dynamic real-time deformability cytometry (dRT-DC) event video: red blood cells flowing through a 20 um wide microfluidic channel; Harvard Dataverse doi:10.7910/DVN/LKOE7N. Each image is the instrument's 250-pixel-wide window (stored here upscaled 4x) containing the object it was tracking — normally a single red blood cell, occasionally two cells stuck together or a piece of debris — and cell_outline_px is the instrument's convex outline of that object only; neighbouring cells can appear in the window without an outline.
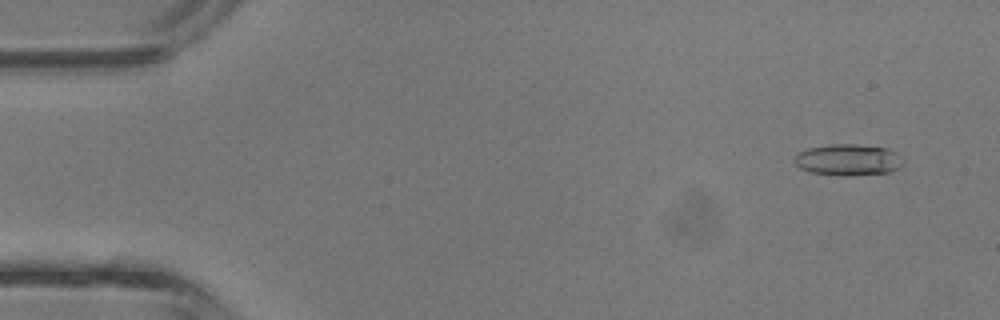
{"species": "common noctule bat (a hibernating species)", "species_latin": "Nyctalus noctula", "temperature_condition": "room temperature", "stored_images_in_passage": 42, "camera_frame_rate_fps": 3000, "um_per_image_px": 0.085, "animal": {"sex": "male", "body_mass_g": 13.3}, "frame": {"image": 1, "passage_image": 3, "time_ms": 0.667, "image_size_px": [1000, 320], "cell_outline_px": [[904, 164], [900, 168], [892, 172], [852, 176], [840, 176], [812, 172], [800, 168], [792, 160], [800, 152], [808, 148], [832, 144], [856, 144], [888, 148], [896, 152], [904, 160]], "centroid_in_image_um": [72.15, 13.6], "position_along_channel_um": 12.8, "area_um2": 20.17}}
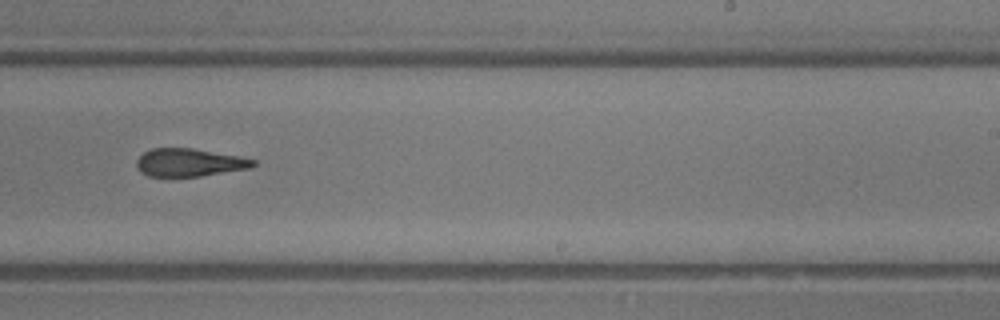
{"frame": {"image": 2, "passage_image": 26, "time_ms": 8.333, "image_size_px": [1000, 320], "cell_outline_px": [[256, 164], [248, 168], [200, 176], [148, 176], [140, 172], [136, 168], [136, 160], [144, 152], [152, 148], [192, 148], [240, 156], [256, 160]], "centroid_in_image_um": [16.06, 13.8], "position_along_channel_um": 272.9, "area_um2": 18.9}}
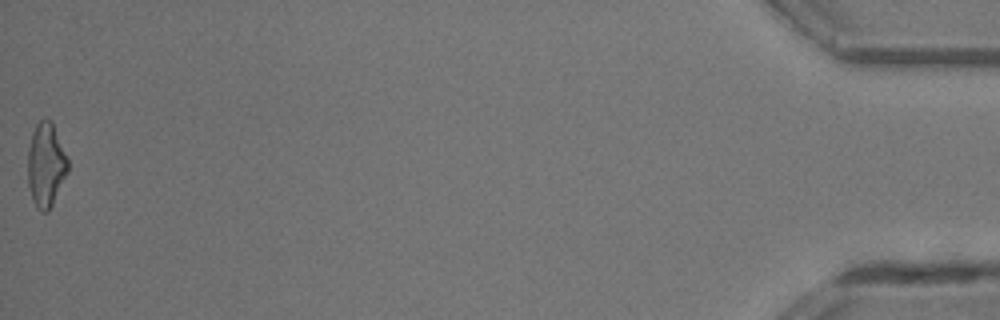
{"frame": {"image": 3, "passage_image": 42, "time_ms": 13.667, "image_size_px": [1000, 320], "cell_outline_px": [[68, 172], [48, 212], [40, 212], [36, 208], [32, 200], [28, 184], [28, 148], [32, 132], [36, 124], [44, 116], [52, 120], [68, 156]], "centroid_in_image_um": [3.91, 13.97], "position_along_channel_um": 431.3, "area_um2": 20.06}, "authors_computed_cell_mechanics": {"area_um2": 19.6809, "velocity_mm_per_s": 4.9458, "shape_relaxation_time_tau1_ms": 8.142, "shape_relaxation_time_tau2_ms": 4.1528, "deformation_change_tau1": 0.2563, "deformation_change_tau2": 0.1703}}